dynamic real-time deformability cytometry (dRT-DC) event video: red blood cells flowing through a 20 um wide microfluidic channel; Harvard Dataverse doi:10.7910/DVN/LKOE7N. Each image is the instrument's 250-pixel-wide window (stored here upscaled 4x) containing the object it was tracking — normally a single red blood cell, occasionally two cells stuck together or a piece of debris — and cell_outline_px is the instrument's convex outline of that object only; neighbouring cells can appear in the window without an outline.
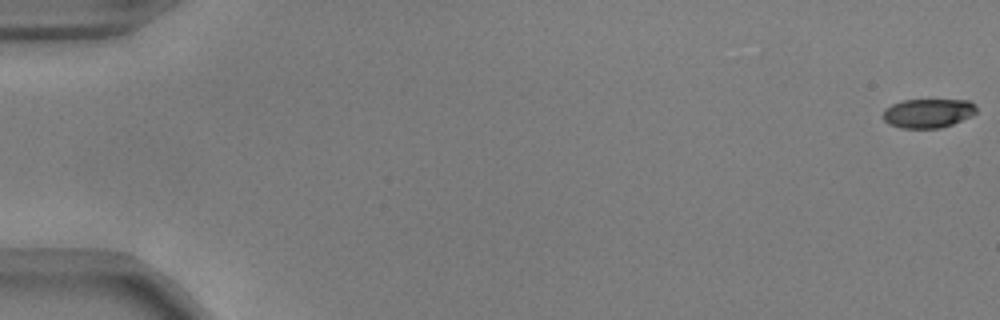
{"species": "common noctule bat (a hibernating species)", "species_latin": "Nyctalus noctula", "temperature_condition": "warm", "stored_images_in_passage": 55, "camera_frame_rate_fps": 3000, "um_per_image_px": 0.085, "animal": {"sex": "male", "body_mass_g": 17.9, "forearm_length_mm": 54.2}, "frame": {"image": 1, "passage_image": 1, "time_ms": 0.0, "image_size_px": [1000, 320], "cell_outline_px": [[976, 112], [972, 116], [952, 124], [940, 128], [900, 128], [888, 124], [880, 116], [884, 108], [892, 104], [904, 100], [968, 100], [976, 108]], "centroid_in_image_um": [78.82, 9.63], "position_along_channel_um": 6.2, "area_um2": 15.95}}
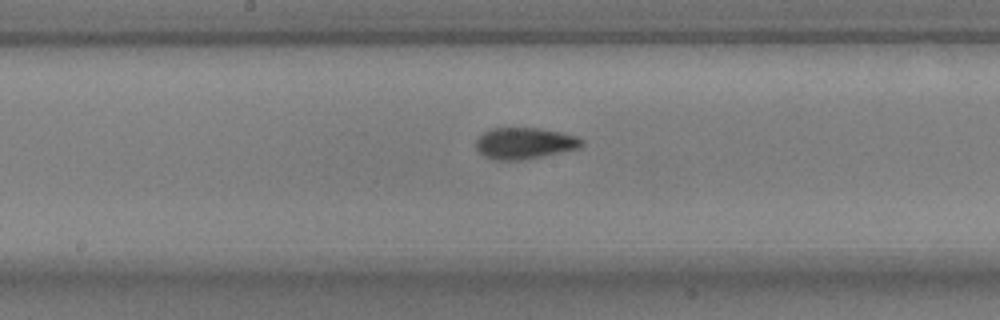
{"frame": {"image": 2, "passage_image": 30, "time_ms": 9.667, "image_size_px": [1000, 320], "cell_outline_px": [[584, 144], [580, 148], [524, 160], [496, 160], [484, 156], [476, 152], [476, 140], [484, 132], [492, 128], [540, 128], [560, 132], [576, 136], [584, 140]], "centroid_in_image_um": [44.58, 12.18], "position_along_channel_um": 203.6, "area_um2": 19.48}}
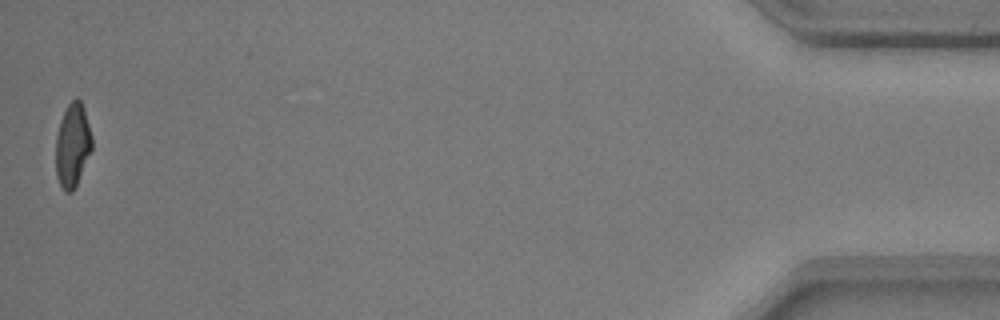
{"frame": {"image": 3, "passage_image": 55, "time_ms": 18.0, "image_size_px": [1000, 320], "cell_outline_px": [[92, 148], [76, 184], [72, 192], [64, 192], [56, 176], [56, 136], [60, 120], [68, 104], [76, 96], [80, 100], [84, 108], [92, 136]], "centroid_in_image_um": [6.16, 12.32], "position_along_channel_um": 429.0, "area_um2": 17.51}, "authors_computed_cell_mechanics": {"area_um2": 18.4382, "velocity_mm_per_s": 3.7402, "shape_relaxation_time_tau1_ms": 4.7661, "shape_relaxation_time_tau2_ms": 1.5678, "deformation_change_tau1": 0.1967, "deformation_change_tau2": 0.0819}}